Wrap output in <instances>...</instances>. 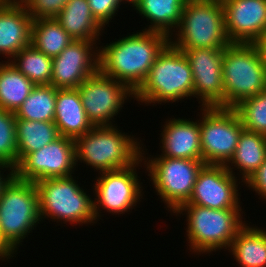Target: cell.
I'll use <instances>...</instances> for the list:
<instances>
[{"mask_svg": "<svg viewBox=\"0 0 266 267\" xmlns=\"http://www.w3.org/2000/svg\"><path fill=\"white\" fill-rule=\"evenodd\" d=\"M168 43L166 34L155 31L142 30L123 36L99 47V70L135 92Z\"/></svg>", "mask_w": 266, "mask_h": 267, "instance_id": "1", "label": "cell"}, {"mask_svg": "<svg viewBox=\"0 0 266 267\" xmlns=\"http://www.w3.org/2000/svg\"><path fill=\"white\" fill-rule=\"evenodd\" d=\"M193 74L187 57L168 43L157 56L134 99L145 105L168 103L193 97Z\"/></svg>", "mask_w": 266, "mask_h": 267, "instance_id": "2", "label": "cell"}, {"mask_svg": "<svg viewBox=\"0 0 266 267\" xmlns=\"http://www.w3.org/2000/svg\"><path fill=\"white\" fill-rule=\"evenodd\" d=\"M117 126H94L74 139L75 162H83L99 172L124 169L141 158L142 145L122 133Z\"/></svg>", "mask_w": 266, "mask_h": 267, "instance_id": "3", "label": "cell"}, {"mask_svg": "<svg viewBox=\"0 0 266 267\" xmlns=\"http://www.w3.org/2000/svg\"><path fill=\"white\" fill-rule=\"evenodd\" d=\"M241 211V208L211 209L199 205H182L175 214L187 215L189 250L208 254L224 247L229 249L238 231L246 224L242 220Z\"/></svg>", "mask_w": 266, "mask_h": 267, "instance_id": "4", "label": "cell"}, {"mask_svg": "<svg viewBox=\"0 0 266 267\" xmlns=\"http://www.w3.org/2000/svg\"><path fill=\"white\" fill-rule=\"evenodd\" d=\"M174 32L169 43L178 49H224L231 44L221 0H187Z\"/></svg>", "mask_w": 266, "mask_h": 267, "instance_id": "5", "label": "cell"}, {"mask_svg": "<svg viewBox=\"0 0 266 267\" xmlns=\"http://www.w3.org/2000/svg\"><path fill=\"white\" fill-rule=\"evenodd\" d=\"M39 221L37 185L13 175L0 193V237L15 253Z\"/></svg>", "mask_w": 266, "mask_h": 267, "instance_id": "6", "label": "cell"}, {"mask_svg": "<svg viewBox=\"0 0 266 267\" xmlns=\"http://www.w3.org/2000/svg\"><path fill=\"white\" fill-rule=\"evenodd\" d=\"M224 108L266 90V69L254 44L231 43L222 60Z\"/></svg>", "mask_w": 266, "mask_h": 267, "instance_id": "7", "label": "cell"}, {"mask_svg": "<svg viewBox=\"0 0 266 267\" xmlns=\"http://www.w3.org/2000/svg\"><path fill=\"white\" fill-rule=\"evenodd\" d=\"M74 176L49 178L35 182L39 195L40 219L51 218L54 222L96 223L94 202L77 184ZM96 221V222H95Z\"/></svg>", "mask_w": 266, "mask_h": 267, "instance_id": "8", "label": "cell"}, {"mask_svg": "<svg viewBox=\"0 0 266 267\" xmlns=\"http://www.w3.org/2000/svg\"><path fill=\"white\" fill-rule=\"evenodd\" d=\"M141 152L144 166L149 172L147 176H150L157 195L174 214L183 204L188 203L197 175L205 163L202 160L162 156L146 158L145 151L141 149Z\"/></svg>", "mask_w": 266, "mask_h": 267, "instance_id": "9", "label": "cell"}, {"mask_svg": "<svg viewBox=\"0 0 266 267\" xmlns=\"http://www.w3.org/2000/svg\"><path fill=\"white\" fill-rule=\"evenodd\" d=\"M199 119L202 161L205 165H226L232 158L241 132V120L233 108L201 107Z\"/></svg>", "mask_w": 266, "mask_h": 267, "instance_id": "10", "label": "cell"}, {"mask_svg": "<svg viewBox=\"0 0 266 267\" xmlns=\"http://www.w3.org/2000/svg\"><path fill=\"white\" fill-rule=\"evenodd\" d=\"M142 158L135 164L124 169L99 172L93 184L94 213L97 221L100 211L106 210L112 214H125L132 210L143 197V189L136 173V168L141 166ZM140 164V165H139ZM95 191V192H94ZM141 197V198H140ZM137 203V204H136ZM133 207V208H132ZM102 208V210L100 209Z\"/></svg>", "mask_w": 266, "mask_h": 267, "instance_id": "11", "label": "cell"}, {"mask_svg": "<svg viewBox=\"0 0 266 267\" xmlns=\"http://www.w3.org/2000/svg\"><path fill=\"white\" fill-rule=\"evenodd\" d=\"M78 90L93 126L115 125L112 118L121 111L125 100L134 98V92L126 84L104 75L100 70L88 77Z\"/></svg>", "mask_w": 266, "mask_h": 267, "instance_id": "12", "label": "cell"}, {"mask_svg": "<svg viewBox=\"0 0 266 267\" xmlns=\"http://www.w3.org/2000/svg\"><path fill=\"white\" fill-rule=\"evenodd\" d=\"M74 139L59 136L40 150L28 153L13 170L20 180L37 182L49 178L68 177L74 174Z\"/></svg>", "mask_w": 266, "mask_h": 267, "instance_id": "13", "label": "cell"}, {"mask_svg": "<svg viewBox=\"0 0 266 267\" xmlns=\"http://www.w3.org/2000/svg\"><path fill=\"white\" fill-rule=\"evenodd\" d=\"M187 57L193 74V97L202 107L224 108L222 60L224 49H179Z\"/></svg>", "mask_w": 266, "mask_h": 267, "instance_id": "14", "label": "cell"}, {"mask_svg": "<svg viewBox=\"0 0 266 267\" xmlns=\"http://www.w3.org/2000/svg\"><path fill=\"white\" fill-rule=\"evenodd\" d=\"M97 41L73 40L53 58L51 85L57 89H76L99 70Z\"/></svg>", "mask_w": 266, "mask_h": 267, "instance_id": "15", "label": "cell"}, {"mask_svg": "<svg viewBox=\"0 0 266 267\" xmlns=\"http://www.w3.org/2000/svg\"><path fill=\"white\" fill-rule=\"evenodd\" d=\"M225 165H204L188 203L211 209L241 208L238 181Z\"/></svg>", "mask_w": 266, "mask_h": 267, "instance_id": "16", "label": "cell"}, {"mask_svg": "<svg viewBox=\"0 0 266 267\" xmlns=\"http://www.w3.org/2000/svg\"><path fill=\"white\" fill-rule=\"evenodd\" d=\"M231 43L254 44L266 32V0H221Z\"/></svg>", "mask_w": 266, "mask_h": 267, "instance_id": "17", "label": "cell"}, {"mask_svg": "<svg viewBox=\"0 0 266 267\" xmlns=\"http://www.w3.org/2000/svg\"><path fill=\"white\" fill-rule=\"evenodd\" d=\"M161 131L162 154L167 158L202 160L199 119L173 118L167 120Z\"/></svg>", "mask_w": 266, "mask_h": 267, "instance_id": "18", "label": "cell"}, {"mask_svg": "<svg viewBox=\"0 0 266 267\" xmlns=\"http://www.w3.org/2000/svg\"><path fill=\"white\" fill-rule=\"evenodd\" d=\"M32 18L26 7L16 1L0 5V55L10 61L22 48L31 44Z\"/></svg>", "mask_w": 266, "mask_h": 267, "instance_id": "19", "label": "cell"}, {"mask_svg": "<svg viewBox=\"0 0 266 267\" xmlns=\"http://www.w3.org/2000/svg\"><path fill=\"white\" fill-rule=\"evenodd\" d=\"M54 123L59 135L72 139L94 127L85 113L78 88L57 89Z\"/></svg>", "mask_w": 266, "mask_h": 267, "instance_id": "20", "label": "cell"}, {"mask_svg": "<svg viewBox=\"0 0 266 267\" xmlns=\"http://www.w3.org/2000/svg\"><path fill=\"white\" fill-rule=\"evenodd\" d=\"M54 18L74 40L98 41L104 30L93 17L88 0H69Z\"/></svg>", "mask_w": 266, "mask_h": 267, "instance_id": "21", "label": "cell"}, {"mask_svg": "<svg viewBox=\"0 0 266 267\" xmlns=\"http://www.w3.org/2000/svg\"><path fill=\"white\" fill-rule=\"evenodd\" d=\"M266 159V135L248 130H243L239 137L236 150L225 165L234 175L233 169L237 168L242 175L244 184L257 171ZM234 166L231 168V166Z\"/></svg>", "mask_w": 266, "mask_h": 267, "instance_id": "22", "label": "cell"}, {"mask_svg": "<svg viewBox=\"0 0 266 267\" xmlns=\"http://www.w3.org/2000/svg\"><path fill=\"white\" fill-rule=\"evenodd\" d=\"M187 0H139L134 9L150 24L144 31H155L172 36L180 23ZM174 28V29H173ZM173 29V30H172Z\"/></svg>", "mask_w": 266, "mask_h": 267, "instance_id": "23", "label": "cell"}, {"mask_svg": "<svg viewBox=\"0 0 266 267\" xmlns=\"http://www.w3.org/2000/svg\"><path fill=\"white\" fill-rule=\"evenodd\" d=\"M246 223L229 247L240 267H266V231Z\"/></svg>", "mask_w": 266, "mask_h": 267, "instance_id": "24", "label": "cell"}, {"mask_svg": "<svg viewBox=\"0 0 266 267\" xmlns=\"http://www.w3.org/2000/svg\"><path fill=\"white\" fill-rule=\"evenodd\" d=\"M35 86L10 61L0 62V109L15 113Z\"/></svg>", "mask_w": 266, "mask_h": 267, "instance_id": "25", "label": "cell"}, {"mask_svg": "<svg viewBox=\"0 0 266 267\" xmlns=\"http://www.w3.org/2000/svg\"><path fill=\"white\" fill-rule=\"evenodd\" d=\"M54 122L16 120L17 164L28 154L40 150L59 137Z\"/></svg>", "mask_w": 266, "mask_h": 267, "instance_id": "26", "label": "cell"}, {"mask_svg": "<svg viewBox=\"0 0 266 267\" xmlns=\"http://www.w3.org/2000/svg\"><path fill=\"white\" fill-rule=\"evenodd\" d=\"M73 40L55 18L32 21L31 44L48 57H57Z\"/></svg>", "mask_w": 266, "mask_h": 267, "instance_id": "27", "label": "cell"}, {"mask_svg": "<svg viewBox=\"0 0 266 267\" xmlns=\"http://www.w3.org/2000/svg\"><path fill=\"white\" fill-rule=\"evenodd\" d=\"M57 88L52 85H36L19 109L16 119L54 122Z\"/></svg>", "mask_w": 266, "mask_h": 267, "instance_id": "28", "label": "cell"}, {"mask_svg": "<svg viewBox=\"0 0 266 267\" xmlns=\"http://www.w3.org/2000/svg\"><path fill=\"white\" fill-rule=\"evenodd\" d=\"M12 59L10 62L35 85H51L53 58L30 44Z\"/></svg>", "mask_w": 266, "mask_h": 267, "instance_id": "29", "label": "cell"}, {"mask_svg": "<svg viewBox=\"0 0 266 267\" xmlns=\"http://www.w3.org/2000/svg\"><path fill=\"white\" fill-rule=\"evenodd\" d=\"M233 109L245 130L266 135V90L242 100Z\"/></svg>", "mask_w": 266, "mask_h": 267, "instance_id": "30", "label": "cell"}, {"mask_svg": "<svg viewBox=\"0 0 266 267\" xmlns=\"http://www.w3.org/2000/svg\"><path fill=\"white\" fill-rule=\"evenodd\" d=\"M16 116L0 109V163L14 170L17 166Z\"/></svg>", "mask_w": 266, "mask_h": 267, "instance_id": "31", "label": "cell"}, {"mask_svg": "<svg viewBox=\"0 0 266 267\" xmlns=\"http://www.w3.org/2000/svg\"><path fill=\"white\" fill-rule=\"evenodd\" d=\"M32 20L54 18L69 0H19Z\"/></svg>", "mask_w": 266, "mask_h": 267, "instance_id": "32", "label": "cell"}, {"mask_svg": "<svg viewBox=\"0 0 266 267\" xmlns=\"http://www.w3.org/2000/svg\"><path fill=\"white\" fill-rule=\"evenodd\" d=\"M88 4L93 17L104 28L116 16L122 0H88Z\"/></svg>", "mask_w": 266, "mask_h": 267, "instance_id": "33", "label": "cell"}, {"mask_svg": "<svg viewBox=\"0 0 266 267\" xmlns=\"http://www.w3.org/2000/svg\"><path fill=\"white\" fill-rule=\"evenodd\" d=\"M245 184L251 191L253 189L260 199H266V159Z\"/></svg>", "mask_w": 266, "mask_h": 267, "instance_id": "34", "label": "cell"}, {"mask_svg": "<svg viewBox=\"0 0 266 267\" xmlns=\"http://www.w3.org/2000/svg\"><path fill=\"white\" fill-rule=\"evenodd\" d=\"M266 69V32L254 43Z\"/></svg>", "mask_w": 266, "mask_h": 267, "instance_id": "35", "label": "cell"}, {"mask_svg": "<svg viewBox=\"0 0 266 267\" xmlns=\"http://www.w3.org/2000/svg\"><path fill=\"white\" fill-rule=\"evenodd\" d=\"M14 254L15 253L7 246V244L0 237V259L3 261L8 260L13 257Z\"/></svg>", "mask_w": 266, "mask_h": 267, "instance_id": "36", "label": "cell"}, {"mask_svg": "<svg viewBox=\"0 0 266 267\" xmlns=\"http://www.w3.org/2000/svg\"><path fill=\"white\" fill-rule=\"evenodd\" d=\"M6 169L7 171H9V174L7 176L3 175L4 173H1L2 170H4L5 172ZM12 176H13V170L9 166L4 165L3 163H0V193H1L3 186L10 180Z\"/></svg>", "mask_w": 266, "mask_h": 267, "instance_id": "37", "label": "cell"}, {"mask_svg": "<svg viewBox=\"0 0 266 267\" xmlns=\"http://www.w3.org/2000/svg\"><path fill=\"white\" fill-rule=\"evenodd\" d=\"M17 0H0V5H6L11 4L13 2H16Z\"/></svg>", "mask_w": 266, "mask_h": 267, "instance_id": "38", "label": "cell"}, {"mask_svg": "<svg viewBox=\"0 0 266 267\" xmlns=\"http://www.w3.org/2000/svg\"><path fill=\"white\" fill-rule=\"evenodd\" d=\"M126 1V2H125ZM139 0H122V2L124 3H129L132 4L131 6L134 7V5L138 2Z\"/></svg>", "mask_w": 266, "mask_h": 267, "instance_id": "39", "label": "cell"}]
</instances>
